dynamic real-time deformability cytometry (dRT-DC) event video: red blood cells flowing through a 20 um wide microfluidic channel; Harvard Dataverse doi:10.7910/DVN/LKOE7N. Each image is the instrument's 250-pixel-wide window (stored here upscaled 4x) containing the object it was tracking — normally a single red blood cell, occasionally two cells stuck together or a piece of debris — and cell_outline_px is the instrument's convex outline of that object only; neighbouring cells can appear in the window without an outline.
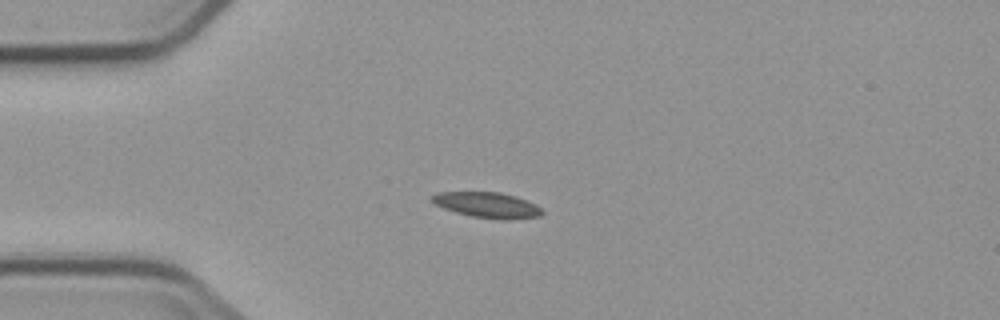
{"species": "common noctule bat (a hibernating species)", "species_latin": "Nyctalus noctula", "temperature_condition": "cold", "stored_images_in_passage": 4, "camera_frame_rate_fps": 3000, "um_per_image_px": 0.085, "animal": {"sex": "male", "body_mass_g": 23.1, "forearm_length_mm": 52.7}, "frame": {"image": 1, "passage_image": 4, "time_ms": 3.333, "image_size_px": [1000, 320], "cell_outline_px": [[544, 212], [540, 216], [512, 220], [500, 220], [472, 216], [456, 212], [444, 208], [436, 204], [432, 200], [432, 196], [436, 192], [500, 192], [516, 196], [536, 204]], "centroid_in_image_um": [41.47, 17.43], "position_along_channel_um": 43.5, "area_um2": 16.42}}